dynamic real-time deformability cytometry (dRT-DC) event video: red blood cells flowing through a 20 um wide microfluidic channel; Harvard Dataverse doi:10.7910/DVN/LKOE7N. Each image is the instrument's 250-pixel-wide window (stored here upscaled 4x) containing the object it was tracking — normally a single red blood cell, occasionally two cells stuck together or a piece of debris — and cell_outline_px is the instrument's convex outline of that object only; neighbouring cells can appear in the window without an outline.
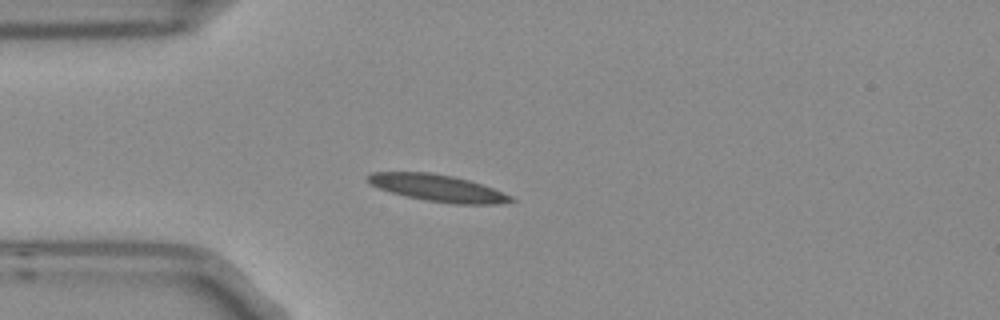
{"species": "Egyptian fruit bat (a non-hibernating species)", "species_latin": "Rousettus aegyptiacus", "temperature_condition": "room temperature", "stored_images_in_passage": 3, "camera_frame_rate_fps": 3000, "um_per_image_px": 0.085, "frame": {"image": 1, "passage_image": 3, "time_ms": 0.667, "image_size_px": [1000, 320], "cell_outline_px": [[516, 200], [500, 204], [452, 204], [424, 200], [404, 196], [368, 184], [368, 176], [372, 172], [428, 172], [452, 176], [468, 180], [492, 188], [512, 196]], "centroid_in_image_um": [37.21, 15.99], "position_along_channel_um": 47.8, "area_um2": 22.25}}